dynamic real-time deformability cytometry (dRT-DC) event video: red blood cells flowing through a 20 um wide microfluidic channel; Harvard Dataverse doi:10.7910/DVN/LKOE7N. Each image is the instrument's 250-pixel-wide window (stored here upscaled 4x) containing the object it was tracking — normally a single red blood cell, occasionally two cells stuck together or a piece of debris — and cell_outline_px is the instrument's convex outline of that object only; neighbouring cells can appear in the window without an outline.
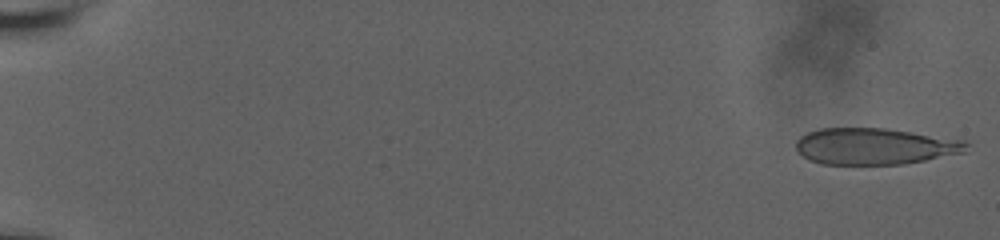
{"species": "human", "species_latin": "Homo sapiens", "temperature_condition": "room temperature", "stored_images_in_passage": 59, "camera_frame_rate_fps": 3000, "um_per_image_px": 0.085, "donor": {"sex": "male"}, "frame": {"image": 1, "passage_image": 1, "time_ms": 0.0, "image_size_px": [1000, 240], "cell_outline_px": [[968, 144], [964, 152], [904, 164], [820, 164], [808, 160], [796, 152], [796, 140], [800, 136], [808, 132], [820, 128], [884, 128], [912, 132], [964, 140]], "centroid_in_image_um": [74.28, 12.44], "position_along_channel_um": 10.7, "area_um2": 36.18}}
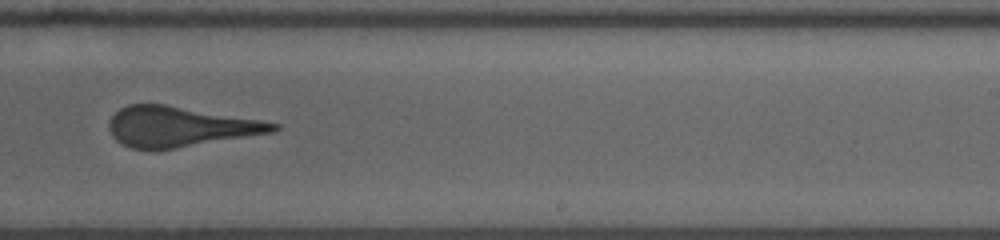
{"frame": {"image": 2, "passage_image": 39, "time_ms": 12.667, "image_size_px": [1000, 240], "cell_outline_px": [[280, 128], [272, 132], [156, 152], [132, 148], [120, 144], [112, 136], [108, 128], [108, 124], [112, 116], [120, 108], [128, 104], [164, 104], [260, 120], [280, 124]], "centroid_in_image_um": [15.21, 10.79], "position_along_channel_um": 273.8, "area_um2": 38.67}}
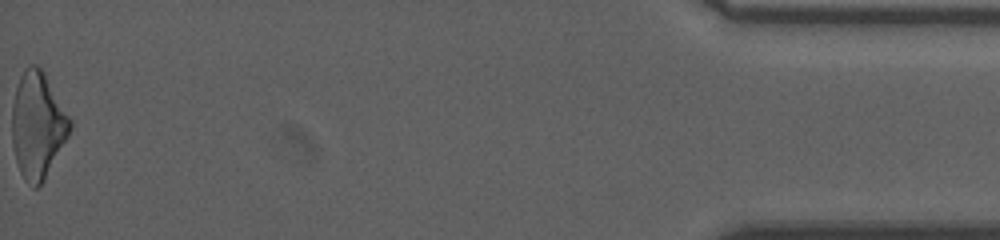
{"frame": {"image": 3, "passage_image": 59, "time_ms": 19.333, "image_size_px": [1000, 240], "cell_outline_px": [[72, 128], [68, 136], [44, 180], [36, 188], [32, 188], [24, 180], [20, 172], [16, 160], [12, 144], [12, 104], [16, 88], [20, 76], [24, 68], [28, 64], [36, 64], [44, 72], [72, 120]], "centroid_in_image_um": [3.19, 10.64], "position_along_channel_um": 432.0, "area_um2": 36.01}}